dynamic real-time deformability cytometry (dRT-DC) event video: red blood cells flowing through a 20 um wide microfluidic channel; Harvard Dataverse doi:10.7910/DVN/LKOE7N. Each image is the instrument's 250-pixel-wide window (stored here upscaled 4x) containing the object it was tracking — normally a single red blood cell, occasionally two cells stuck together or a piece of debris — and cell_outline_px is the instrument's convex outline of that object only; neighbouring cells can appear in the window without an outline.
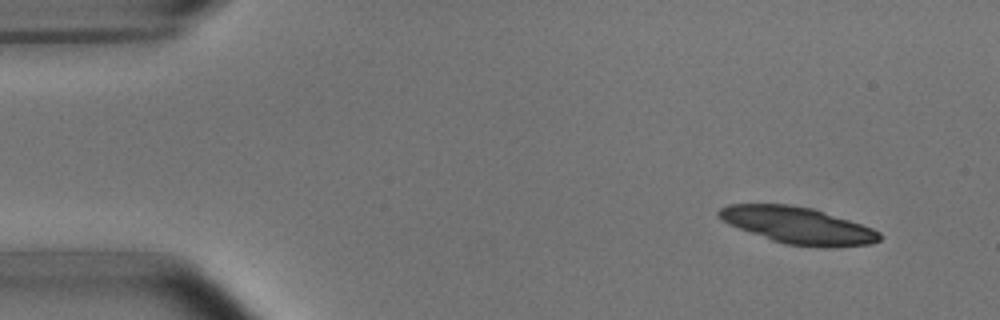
{"species": "common noctule bat (a hibernating species)", "species_latin": "Nyctalus noctula", "temperature_condition": "room temperature", "stored_images_in_passage": 4, "camera_frame_rate_fps": 3000, "um_per_image_px": 0.085, "animal": {"sex": "male", "body_mass_g": 15.6}, "frame": {"image": 1, "passage_image": 1, "time_ms": 0.0, "image_size_px": [1000, 320], "cell_outline_px": [[880, 240], [872, 244], [828, 248], [820, 248], [784, 244], [772, 240], [728, 224], [716, 212], [720, 208], [728, 204], [788, 204], [812, 208], [872, 228], [880, 232]], "centroid_in_image_um": [67.83, 19.17], "position_along_channel_um": 17.2, "area_um2": 34.22}}